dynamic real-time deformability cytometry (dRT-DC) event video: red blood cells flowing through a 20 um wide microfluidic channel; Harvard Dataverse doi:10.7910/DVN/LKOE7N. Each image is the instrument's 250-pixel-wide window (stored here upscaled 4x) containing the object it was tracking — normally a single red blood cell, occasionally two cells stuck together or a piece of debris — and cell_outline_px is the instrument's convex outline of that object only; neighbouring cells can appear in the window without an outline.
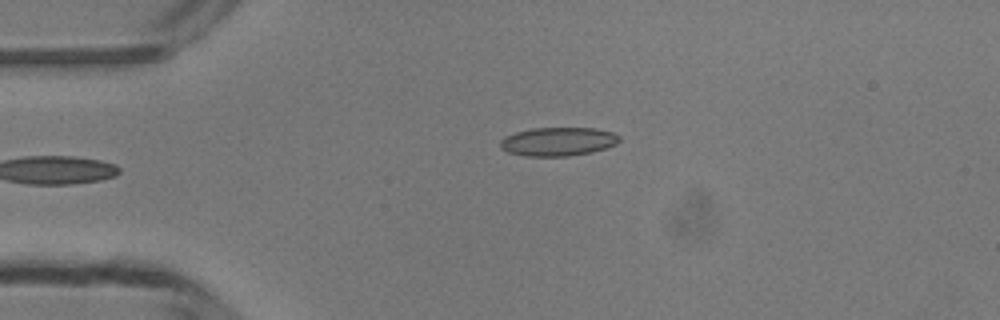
{"species": "common noctule bat (a hibernating species)", "species_latin": "Nyctalus noctula", "temperature_condition": "room temperature", "stored_images_in_passage": 16, "camera_frame_rate_fps": 3000, "um_per_image_px": 0.085, "animal": {"sex": "male", "body_mass_g": 13.3}, "frame": {"image": 1, "passage_image": 1, "time_ms": 0.0, "image_size_px": [1000, 320], "cell_outline_px": [[620, 140], [616, 144], [592, 152], [568, 156], [524, 156], [508, 152], [500, 148], [500, 140], [504, 136], [516, 132], [532, 128], [596, 128], [612, 132], [620, 136]], "centroid_in_image_um": [47.41, 12.03], "position_along_channel_um": 37.6, "area_um2": 19.94}}
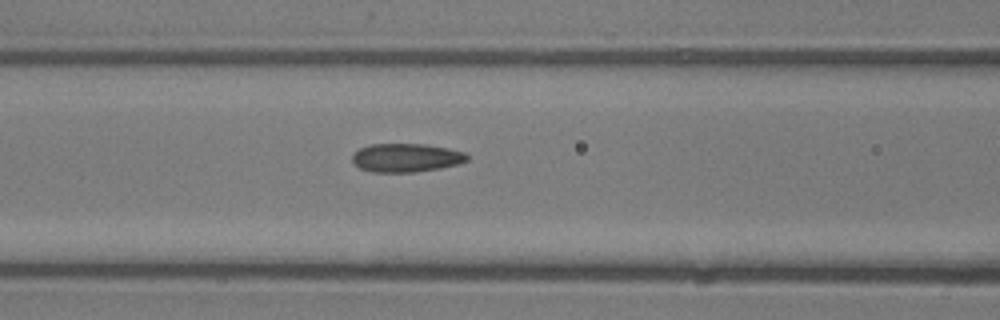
{"frame": {"image": 2, "passage_image": 10, "time_ms": 3.0, "image_size_px": [1000, 320], "cell_outline_px": [[468, 160], [456, 164], [440, 168], [412, 172], [372, 172], [360, 168], [352, 160], [352, 156], [360, 148], [372, 144], [424, 144], [448, 148], [464, 152], [468, 156]], "centroid_in_image_um": [34.52, 13.4], "position_along_channel_um": 132.1, "area_um2": 18.9}}
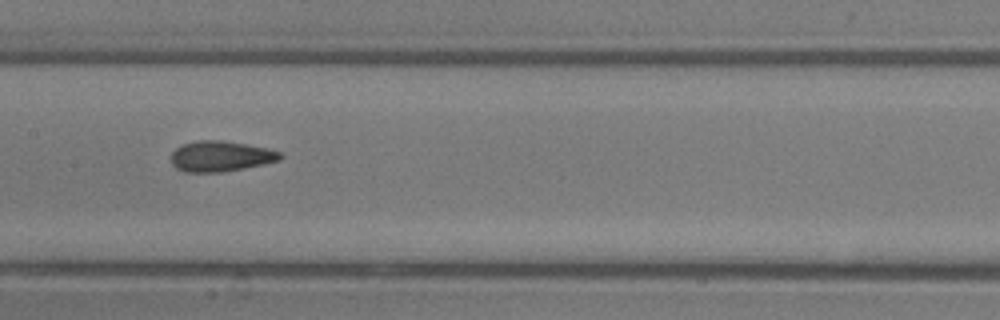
{"frame": {"image": 3, "passage_image": 14, "time_ms": 4.333, "image_size_px": [1000, 320], "cell_outline_px": [[284, 156], [280, 160], [264, 164], [244, 168], [220, 172], [184, 172], [176, 168], [172, 164], [172, 152], [176, 148], [184, 144], [200, 140], [220, 140], [268, 148], [280, 152]], "centroid_in_image_um": [18.77, 13.29], "position_along_channel_um": 188.6, "area_um2": 19.31}}